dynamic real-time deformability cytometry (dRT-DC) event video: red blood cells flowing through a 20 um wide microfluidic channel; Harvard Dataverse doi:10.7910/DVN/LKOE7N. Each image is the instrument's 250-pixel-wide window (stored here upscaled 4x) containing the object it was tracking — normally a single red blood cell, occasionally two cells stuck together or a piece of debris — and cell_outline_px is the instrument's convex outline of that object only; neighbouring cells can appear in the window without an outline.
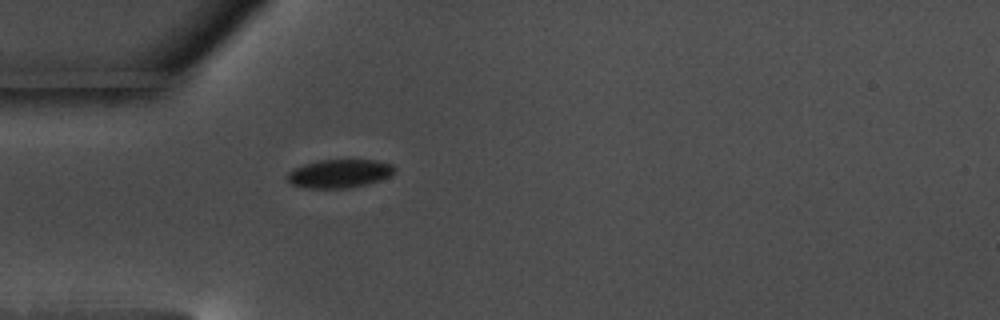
{"species": "common noctule bat (a hibernating species)", "species_latin": "Nyctalus noctula", "temperature_condition": "warm", "stored_images_in_passage": 42, "camera_frame_rate_fps": 3000, "um_per_image_px": 0.085, "animal": {"sex": "male", "body_mass_g": 17.5, "forearm_length_mm": 52.3}, "frame": {"image": 1, "passage_image": 1, "time_ms": 0.0, "image_size_px": [1000, 320], "cell_outline_px": [[396, 172], [380, 180], [348, 188], [308, 188], [292, 184], [288, 180], [288, 172], [304, 164], [320, 160], [376, 160], [392, 164], [396, 168]], "centroid_in_image_um": [28.88, 14.74], "position_along_channel_um": 56.1, "area_um2": 17.57}}
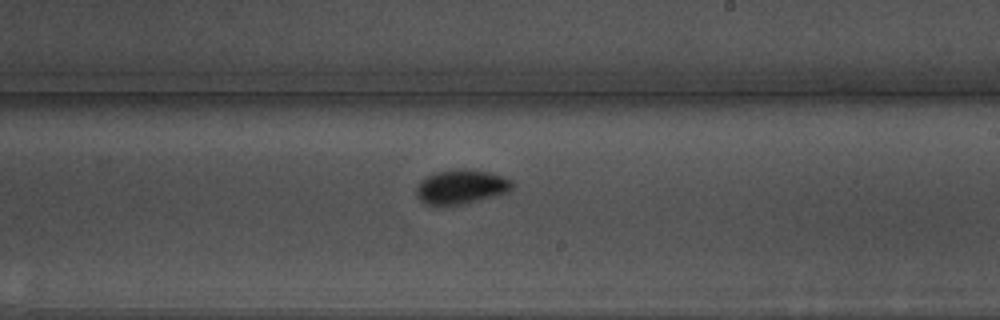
{"frame": {"image": 2, "passage_image": 18, "time_ms": 5.667, "image_size_px": [1000, 320], "cell_outline_px": [[516, 184], [508, 192], [496, 196], [464, 204], [424, 204], [416, 196], [416, 188], [420, 180], [436, 172], [456, 168], [468, 168], [488, 172], [512, 180]], "centroid_in_image_um": [39.21, 15.86], "position_along_channel_um": 249.8, "area_um2": 19.31}}
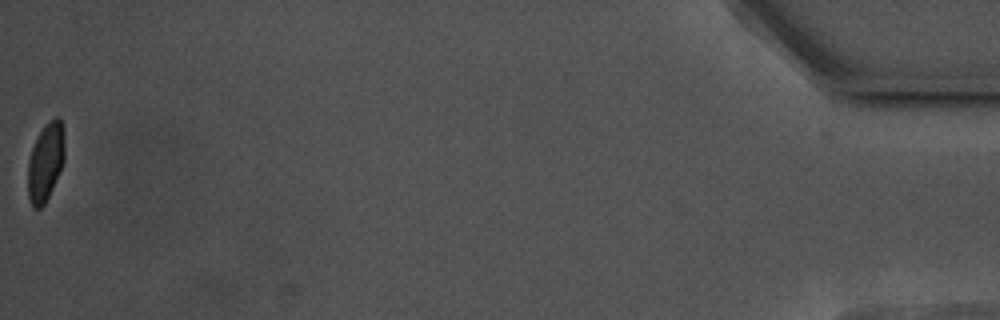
{"frame": {"image": 3, "passage_image": 42, "time_ms": 13.667, "image_size_px": [1000, 320], "cell_outline_px": [[64, 160], [52, 188], [44, 204], [40, 208], [32, 208], [28, 196], [28, 160], [32, 148], [40, 132], [56, 116], [60, 116], [64, 132]], "centroid_in_image_um": [3.87, 13.79], "position_along_channel_um": 431.3, "area_um2": 16.42}, "authors_computed_cell_mechanics": {"area_um2": 18.0914, "velocity_mm_per_s": 3.5153, "shape_relaxation_time_tau1_ms": 2.6667, "shape_relaxation_time_tau2_ms": null, "deformation_change_tau1": 0.0901, "deformation_change_tau2": null}}